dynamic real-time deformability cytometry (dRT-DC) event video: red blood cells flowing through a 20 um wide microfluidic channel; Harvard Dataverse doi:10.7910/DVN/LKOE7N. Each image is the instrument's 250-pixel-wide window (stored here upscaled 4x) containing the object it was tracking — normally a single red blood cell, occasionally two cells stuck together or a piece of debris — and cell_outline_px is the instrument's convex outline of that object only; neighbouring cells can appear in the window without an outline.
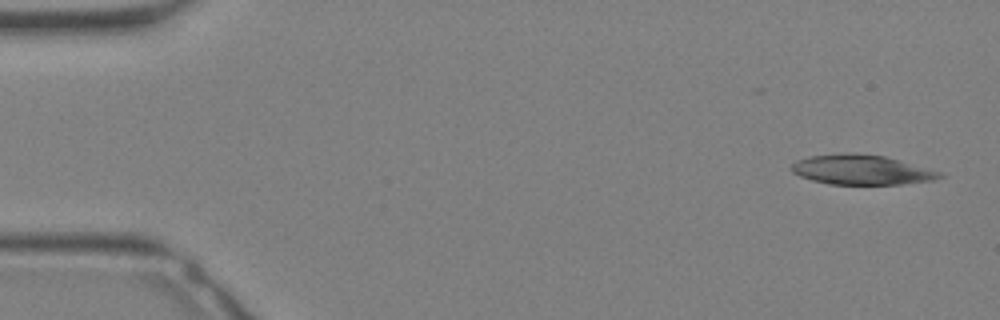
{"species": "Egyptian fruit bat (a non-hibernating species)", "species_latin": "Rousettus aegyptiacus", "temperature_condition": "warm", "stored_images_in_passage": 33, "segment_of_instrument_passage": [1, 2], "camera_frame_rate_fps": 3000, "um_per_image_px": 0.085, "animal": {"sex": "female"}, "frame": {"image": 1, "passage_image": 1, "time_ms": 0.0, "image_size_px": [1000, 320], "cell_outline_px": [[944, 176], [932, 180], [900, 184], [828, 184], [812, 180], [800, 176], [792, 172], [792, 164], [796, 160], [808, 156], [852, 152], [884, 156], [940, 172]], "centroid_in_image_um": [73.17, 14.43], "position_along_channel_um": 11.8, "area_um2": 25.43}}
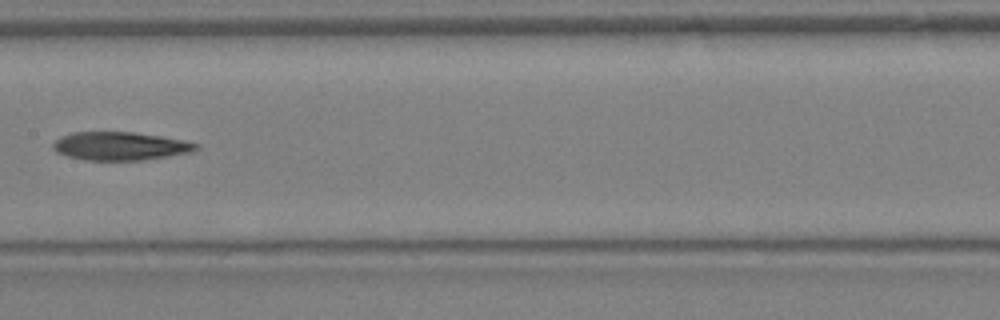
{"frame": {"image": 2, "passage_image": 16, "time_ms": 5.0, "image_size_px": [1000, 320], "cell_outline_px": [[200, 148], [192, 152], [144, 160], [84, 160], [68, 156], [56, 152], [52, 148], [52, 144], [60, 136], [72, 132], [132, 132], [160, 136], [184, 140], [200, 144]], "centroid_in_image_um": [10.22, 12.41], "position_along_channel_um": 197.2, "area_um2": 23.7}}
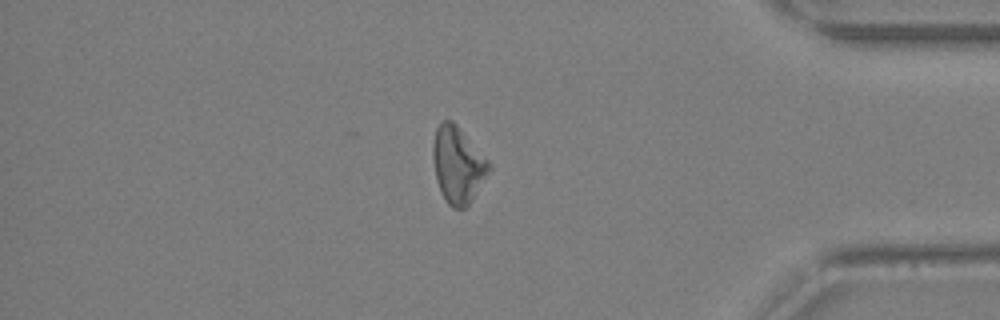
{"frame": {"image": 3, "passage_image": 27, "time_ms": 8.667, "image_size_px": [1000, 320], "cell_outline_px": [[492, 168], [468, 204], [464, 208], [452, 208], [444, 200], [440, 192], [436, 180], [432, 156], [432, 144], [436, 128], [444, 120], [452, 120], [456, 124], [492, 164]], "centroid_in_image_um": [38.89, 14.01], "position_along_channel_um": 396.3, "area_um2": 24.91}}